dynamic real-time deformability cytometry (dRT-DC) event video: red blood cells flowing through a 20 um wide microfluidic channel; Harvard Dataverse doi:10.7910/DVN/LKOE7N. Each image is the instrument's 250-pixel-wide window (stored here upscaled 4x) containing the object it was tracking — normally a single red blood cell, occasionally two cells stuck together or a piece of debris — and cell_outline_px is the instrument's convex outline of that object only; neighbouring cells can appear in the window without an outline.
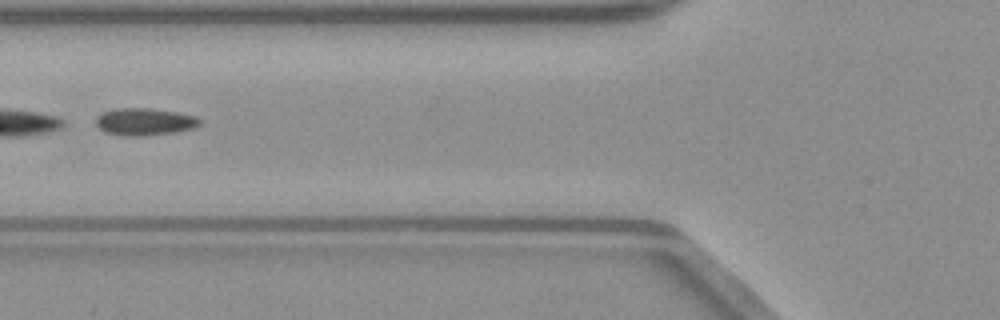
{"species": "common noctule bat (a hibernating species)", "species_latin": "Nyctalus noctula", "temperature_condition": "warm", "stored_images_in_passage": 14, "camera_frame_rate_fps": 3000, "um_per_image_px": 0.085, "animal": {"sex": "male", "body_mass_g": 23.1, "forearm_length_mm": 52.7}, "frame": {"image": 1, "passage_image": 7, "time_ms": 2.0, "image_size_px": [1000, 320], "cell_outline_px": [[200, 124], [196, 128], [176, 132], [144, 136], [124, 136], [104, 132], [96, 124], [96, 116], [100, 112], [112, 108], [152, 108], [176, 112], [196, 116], [200, 120]], "centroid_in_image_um": [12.27, 10.34], "position_along_channel_um": 113.5, "area_um2": 16.82}}